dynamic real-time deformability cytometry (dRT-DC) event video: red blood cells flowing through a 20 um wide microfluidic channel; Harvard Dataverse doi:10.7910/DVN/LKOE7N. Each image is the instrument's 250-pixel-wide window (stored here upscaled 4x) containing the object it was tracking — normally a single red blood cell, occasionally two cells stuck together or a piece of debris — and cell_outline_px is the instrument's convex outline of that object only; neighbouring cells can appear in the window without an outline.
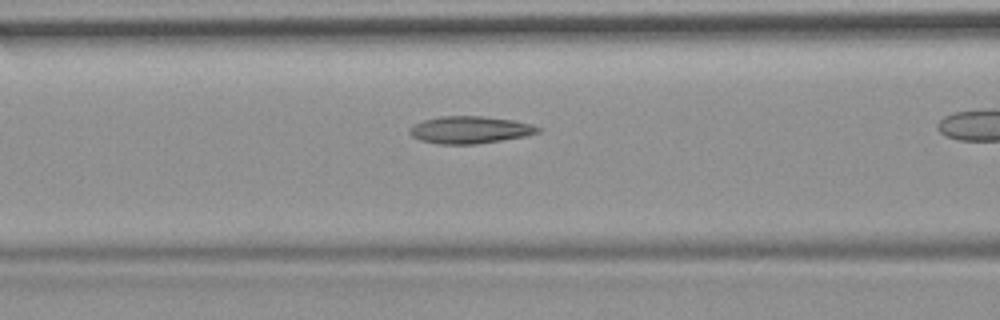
{"species": "common noctule bat (a hibernating species)", "species_latin": "Nyctalus noctula", "temperature_condition": "room temperature", "stored_images_in_passage": 25, "camera_frame_rate_fps": 3000, "um_per_image_px": 0.085, "animal": {"sex": "female", "body_mass_g": 19.9}, "frame": {"image": 1, "passage_image": 4, "time_ms": 1.0, "image_size_px": [1000, 320], "cell_outline_px": [[544, 128], [540, 132], [524, 136], [476, 144], [440, 144], [420, 140], [412, 136], [408, 132], [408, 128], [424, 120], [440, 116], [484, 116], [512, 120], [532, 124]], "centroid_in_image_um": [39.96, 11.03], "position_along_channel_um": 126.6, "area_um2": 20.35}}